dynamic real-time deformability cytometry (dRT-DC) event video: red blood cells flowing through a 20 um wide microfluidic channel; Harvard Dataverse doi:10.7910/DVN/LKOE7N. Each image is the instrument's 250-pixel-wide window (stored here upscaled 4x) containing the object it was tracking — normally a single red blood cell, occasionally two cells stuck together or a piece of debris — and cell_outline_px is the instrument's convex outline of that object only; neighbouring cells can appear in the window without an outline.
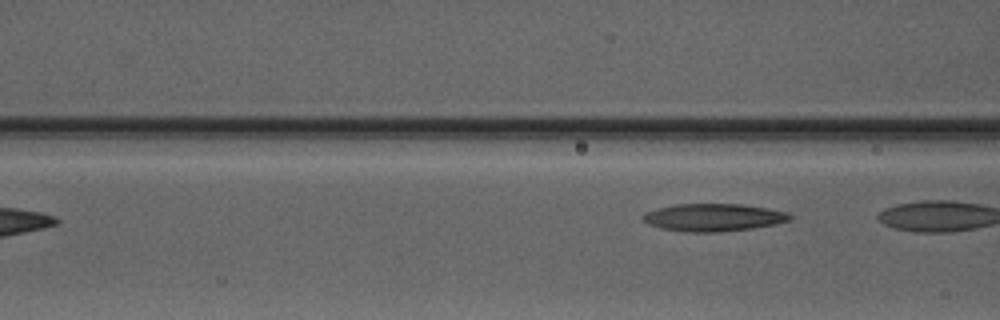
{"species": "Egyptian fruit bat (a non-hibernating species)", "species_latin": "Rousettus aegyptiacus", "temperature_condition": "warm", "stored_images_in_passage": 7, "camera_frame_rate_fps": 3000, "um_per_image_px": 0.085, "animal": {"sex": "male"}, "frame": {"image": 1, "passage_image": 7, "time_ms": 8.333, "image_size_px": [1000, 320], "cell_outline_px": [[792, 220], [776, 224], [752, 228], [716, 232], [684, 232], [660, 228], [648, 224], [644, 220], [644, 212], [656, 208], [676, 204], [740, 204], [788, 212], [792, 216]], "centroid_in_image_um": [60.63, 18.48], "position_along_channel_um": 106.0, "area_um2": 23.58}}